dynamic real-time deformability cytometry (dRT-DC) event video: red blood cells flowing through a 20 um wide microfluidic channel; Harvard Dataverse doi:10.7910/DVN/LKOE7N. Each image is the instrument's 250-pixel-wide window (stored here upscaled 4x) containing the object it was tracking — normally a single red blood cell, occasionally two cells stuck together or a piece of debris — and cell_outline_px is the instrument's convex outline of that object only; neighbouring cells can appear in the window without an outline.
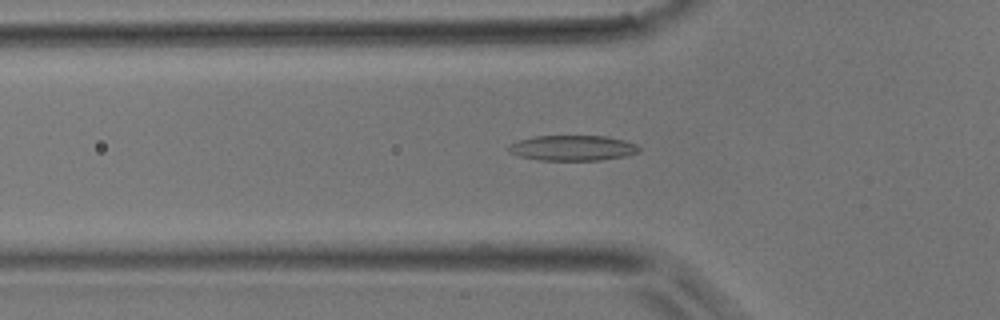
{"species": "common noctule bat (a hibernating species)", "species_latin": "Nyctalus noctula", "temperature_condition": "room temperature", "stored_images_in_passage": 4, "camera_frame_rate_fps": 3000, "um_per_image_px": 0.085, "animal": {"sex": "male", "body_mass_g": 17.9}, "frame": {"image": 1, "passage_image": 2, "time_ms": 0.333, "image_size_px": [1000, 320], "cell_outline_px": [[640, 152], [628, 156], [600, 160], [540, 160], [520, 156], [508, 152], [508, 148], [512, 144], [520, 140], [532, 136], [608, 136], [624, 140], [636, 144], [640, 148]], "centroid_in_image_um": [48.72, 12.58], "position_along_channel_um": 77.1, "area_um2": 19.31}}